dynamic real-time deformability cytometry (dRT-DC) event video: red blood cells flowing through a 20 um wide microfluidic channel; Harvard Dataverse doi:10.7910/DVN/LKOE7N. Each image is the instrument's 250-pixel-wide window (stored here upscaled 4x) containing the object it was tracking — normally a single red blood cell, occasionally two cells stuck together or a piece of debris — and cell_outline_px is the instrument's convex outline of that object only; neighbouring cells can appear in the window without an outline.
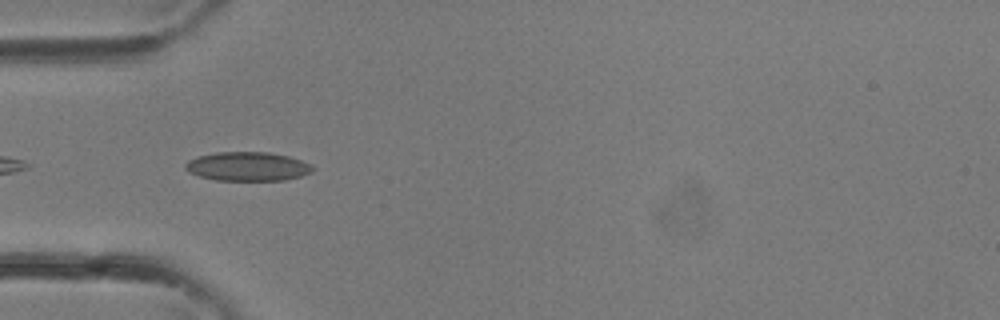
{"species": "common noctule bat (a hibernating species)", "species_latin": "Nyctalus noctula", "temperature_condition": "room temperature", "stored_images_in_passage": 34, "camera_frame_rate_fps": 3000, "um_per_image_px": 0.085, "animal": {"sex": "female"}, "frame": {"image": 1, "passage_image": 11, "time_ms": 3.333, "image_size_px": [1000, 320], "cell_outline_px": [[316, 168], [312, 172], [300, 176], [284, 180], [216, 180], [200, 176], [188, 172], [184, 168], [184, 164], [188, 160], [196, 156], [216, 152], [268, 152], [288, 156], [300, 160]], "centroid_in_image_um": [21.01, 14.14], "position_along_channel_um": 64.0, "area_um2": 21.5}}
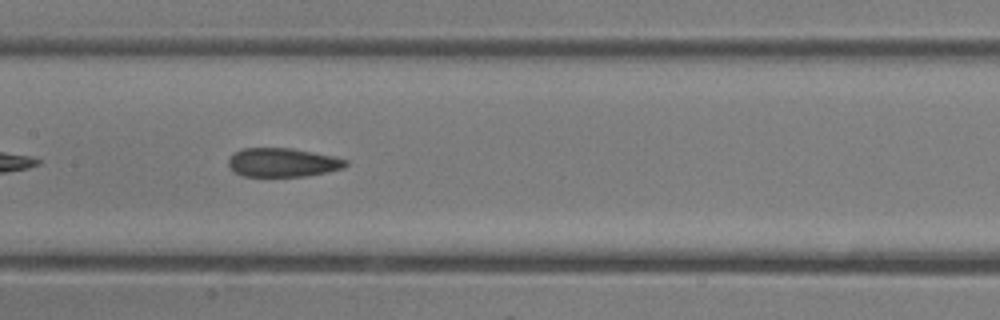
{"frame": {"image": 2, "passage_image": 17, "time_ms": 5.333, "image_size_px": [1000, 320], "cell_outline_px": [[348, 164], [344, 168], [328, 172], [304, 176], [244, 176], [236, 172], [228, 164], [228, 160], [236, 152], [244, 148], [292, 148], [332, 156], [348, 160]], "centroid_in_image_um": [24.07, 13.81], "position_along_channel_um": 183.3, "area_um2": 19.48}}
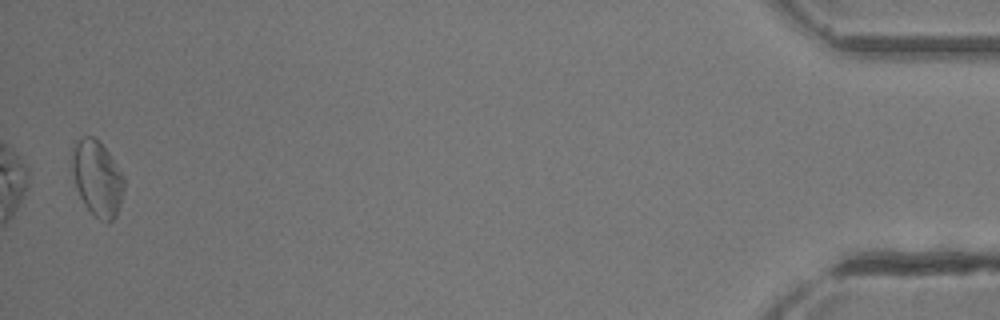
{"frame": {"image": 3, "passage_image": 34, "time_ms": 11.0, "image_size_px": [1000, 320], "cell_outline_px": [[124, 188], [120, 204], [116, 216], [112, 220], [100, 220], [84, 204], [76, 188], [72, 172], [72, 140], [84, 136], [92, 136], [108, 152], [124, 176]], "centroid_in_image_um": [8.24, 15.11], "position_along_channel_um": 427.0, "area_um2": 22.72}}